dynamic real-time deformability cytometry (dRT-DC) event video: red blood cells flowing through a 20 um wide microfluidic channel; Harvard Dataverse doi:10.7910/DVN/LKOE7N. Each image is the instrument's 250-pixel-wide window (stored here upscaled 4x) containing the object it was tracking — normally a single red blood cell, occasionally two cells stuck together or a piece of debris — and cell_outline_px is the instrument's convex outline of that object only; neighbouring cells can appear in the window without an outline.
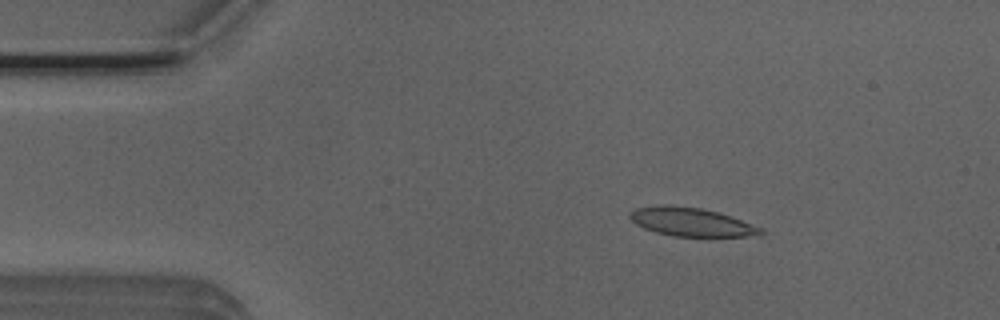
{"species": "Egyptian fruit bat (a non-hibernating species)", "species_latin": "Rousettus aegyptiacus", "temperature_condition": "room temperature", "stored_images_in_passage": 44, "camera_frame_rate_fps": 3000, "um_per_image_px": 0.085, "animal": {"sex": "male"}, "frame": {"image": 1, "passage_image": 1, "time_ms": 0.0, "image_size_px": [1000, 320], "cell_outline_px": [[764, 232], [760, 236], [672, 236], [656, 232], [644, 228], [636, 224], [628, 216], [628, 212], [636, 208], [660, 204], [668, 204], [700, 208], [732, 216], [764, 228]], "centroid_in_image_um": [58.77, 18.86], "position_along_channel_um": 26.2, "area_um2": 21.96}}
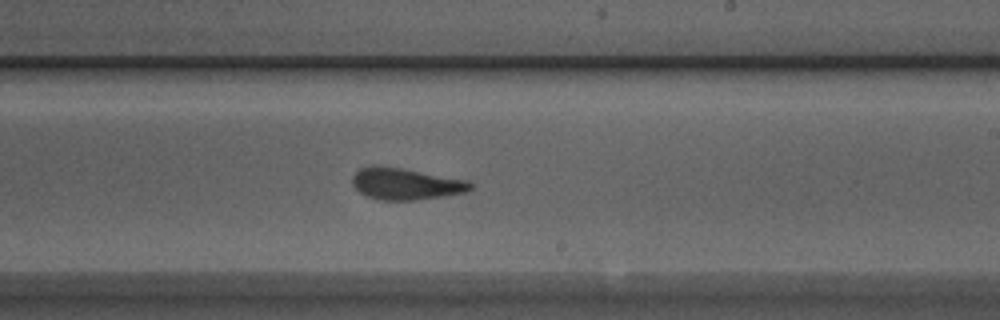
{"frame": {"image": 2, "passage_image": 23, "time_ms": 7.333, "image_size_px": [1000, 320], "cell_outline_px": [[472, 188], [468, 192], [444, 196], [416, 200], [376, 200], [360, 192], [352, 184], [352, 176], [360, 168], [376, 164], [400, 168], [468, 180], [472, 184]], "centroid_in_image_um": [34.47, 15.63], "position_along_channel_um": 254.5, "area_um2": 21.85}}
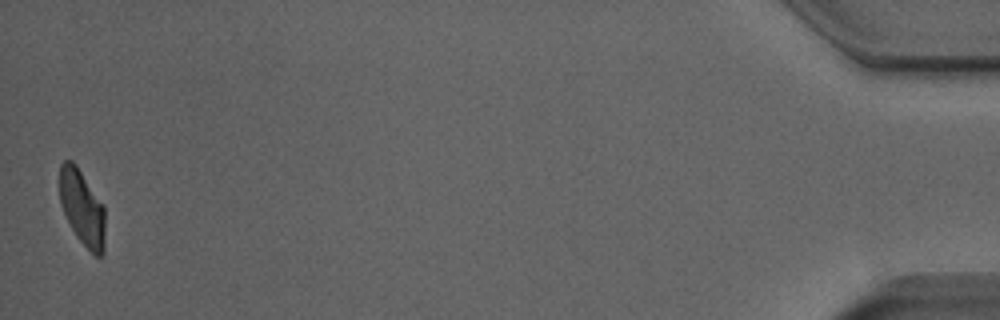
{"frame": {"image": 3, "passage_image": 44, "time_ms": 14.333, "image_size_px": [1000, 320], "cell_outline_px": [[104, 252], [100, 256], [96, 256], [76, 236], [60, 204], [60, 164], [64, 160], [72, 160], [76, 164], [104, 204]], "centroid_in_image_um": [6.99, 17.61], "position_along_channel_um": 428.2, "area_um2": 19.88}, "authors_computed_cell_mechanics": {"area_um2": 22.0796, "velocity_mm_per_s": 3.9236, "shape_relaxation_time_tau1_ms": null, "shape_relaxation_time_tau2_ms": 1.7066, "deformation_change_tau1": null, "deformation_change_tau2": 0.1021}}